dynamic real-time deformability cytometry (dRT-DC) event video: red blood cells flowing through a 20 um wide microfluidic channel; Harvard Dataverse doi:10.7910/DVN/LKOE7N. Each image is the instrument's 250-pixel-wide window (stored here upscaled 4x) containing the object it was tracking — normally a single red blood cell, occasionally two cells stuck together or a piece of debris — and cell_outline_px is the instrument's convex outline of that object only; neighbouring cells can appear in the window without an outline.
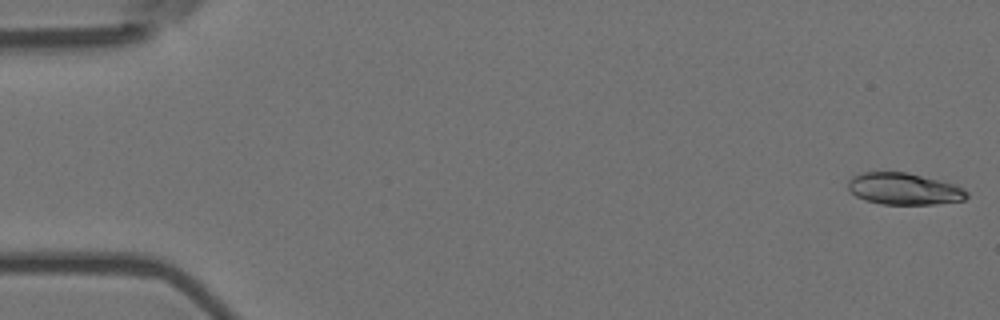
{"species": "Egyptian fruit bat (a non-hibernating species)", "species_latin": "Rousettus aegyptiacus", "temperature_condition": "room temperature", "stored_images_in_passage": 15, "camera_frame_rate_fps": 3000, "um_per_image_px": 0.085, "animal": {"sex": "female"}, "frame": {"image": 1, "passage_image": 1, "time_ms": 0.0, "image_size_px": [1000, 320], "cell_outline_px": [[968, 196], [964, 200], [932, 204], [880, 204], [864, 200], [856, 196], [848, 188], [848, 180], [852, 176], [864, 172], [908, 172], [940, 180], [964, 188], [968, 192]], "centroid_in_image_um": [76.83, 16.05], "position_along_channel_um": 8.2, "area_um2": 21.96}}
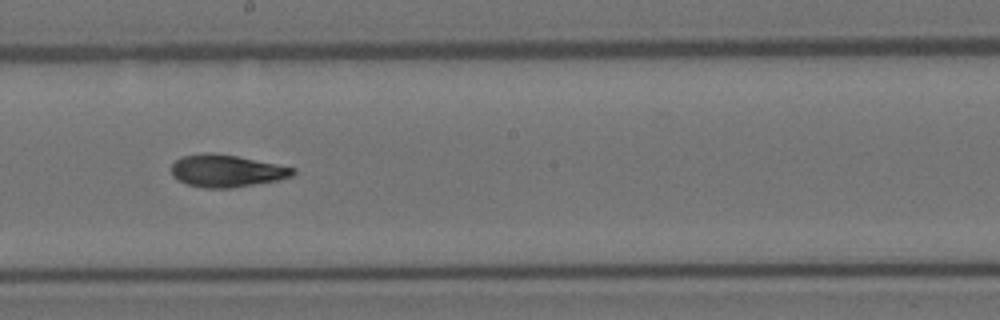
{"frame": {"image": 2, "passage_image": 9, "time_ms": 2.667, "image_size_px": [1000, 320], "cell_outline_px": [[296, 172], [292, 176], [276, 180], [232, 188], [204, 188], [188, 184], [176, 180], [172, 176], [172, 164], [176, 160], [184, 156], [208, 152], [212, 152], [236, 156], [296, 168]], "centroid_in_image_um": [19.23, 14.52], "position_along_channel_um": 229.0, "area_um2": 22.72}}
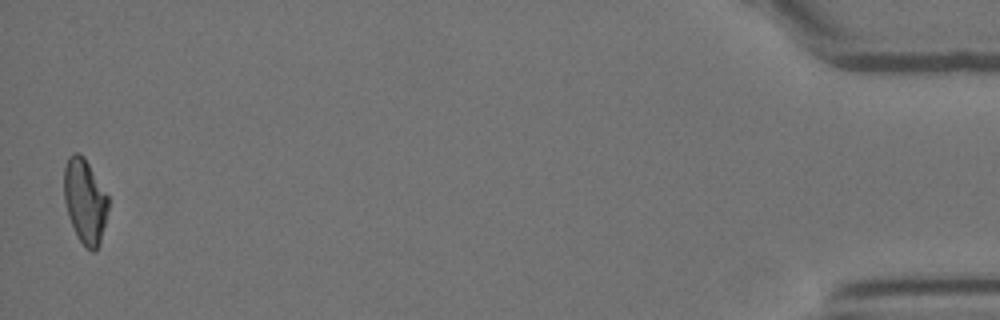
{"frame": {"image": 3, "passage_image": 15, "time_ms": 4.667, "image_size_px": [1000, 320], "cell_outline_px": [[108, 208], [100, 244], [92, 252], [84, 248], [68, 216], [64, 200], [64, 168], [68, 156], [72, 152], [80, 152], [84, 156], [108, 196]], "centroid_in_image_um": [7.21, 17.07], "position_along_channel_um": 428.0, "area_um2": 21.79}}